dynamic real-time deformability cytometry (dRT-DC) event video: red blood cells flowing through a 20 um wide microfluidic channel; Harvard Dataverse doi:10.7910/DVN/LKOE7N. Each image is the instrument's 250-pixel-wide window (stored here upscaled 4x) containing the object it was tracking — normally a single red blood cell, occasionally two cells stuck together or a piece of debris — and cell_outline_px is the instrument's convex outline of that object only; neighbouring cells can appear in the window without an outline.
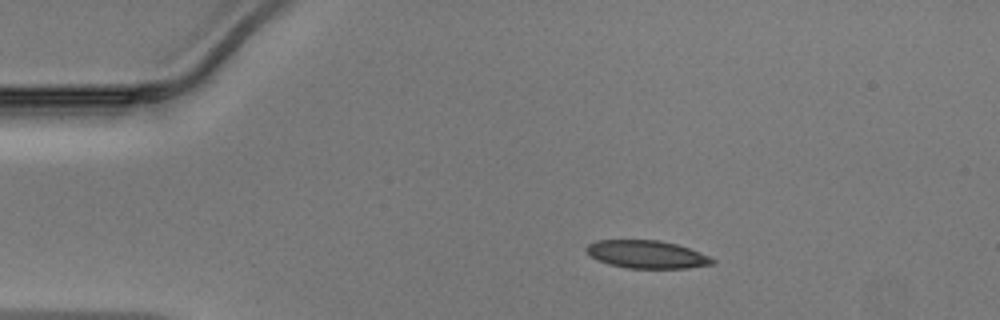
{"species": "Egyptian fruit bat (a non-hibernating species)", "species_latin": "Rousettus aegyptiacus", "temperature_condition": "warm", "stored_images_in_passage": 40, "camera_frame_rate_fps": 3000, "um_per_image_px": 0.085, "animal": {"sex": "male"}, "frame": {"image": 1, "passage_image": 1, "time_ms": 0.0, "image_size_px": [1000, 320], "cell_outline_px": [[716, 264], [688, 268], [628, 268], [608, 264], [596, 260], [584, 248], [588, 244], [596, 240], [660, 240], [676, 244], [688, 248], [708, 256], [716, 260]], "centroid_in_image_um": [54.97, 21.62], "position_along_channel_um": 30.0, "area_um2": 20.46}}
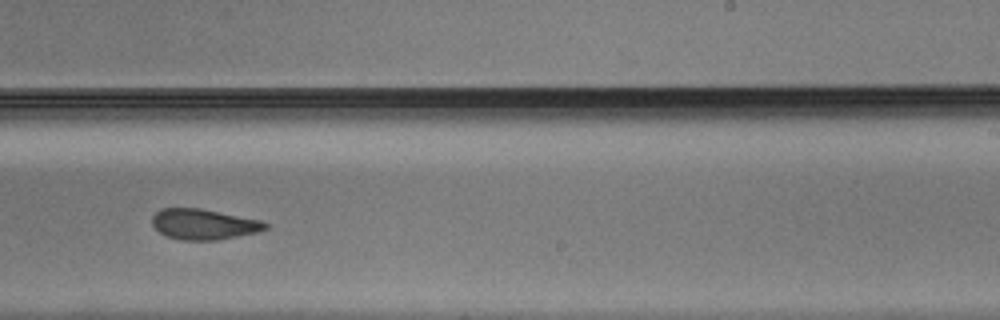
{"frame": {"image": 2, "passage_image": 22, "time_ms": 7.0, "image_size_px": [1000, 320], "cell_outline_px": [[268, 228], [260, 232], [216, 240], [180, 240], [168, 236], [160, 232], [152, 224], [152, 216], [160, 208], [200, 208], [260, 220], [268, 224]], "centroid_in_image_um": [17.32, 19.06], "position_along_channel_um": 271.7, "area_um2": 20.11}}
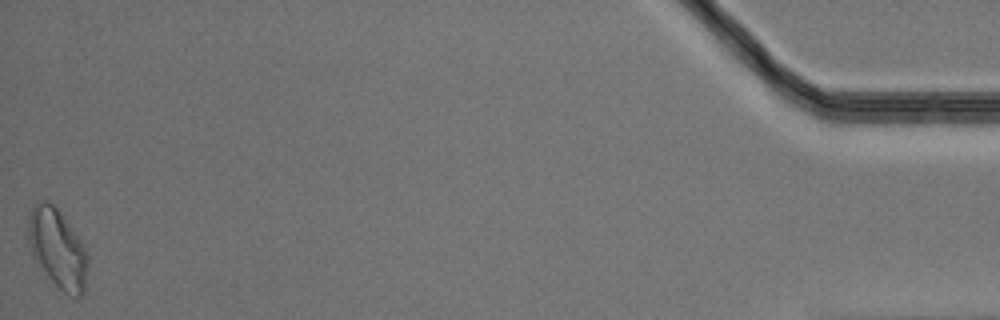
{"frame": {"image": 3, "passage_image": 40, "time_ms": 13.0, "image_size_px": [1000, 320], "cell_outline_px": [[88, 264], [84, 292], [80, 296], [76, 296], [64, 292], [48, 276], [32, 256], [28, 240], [28, 216], [32, 204], [36, 200], [48, 200], [64, 216], [84, 244], [88, 256]], "centroid_in_image_um": [4.88, 21.06], "position_along_channel_um": 430.3, "area_um2": 27.57}}